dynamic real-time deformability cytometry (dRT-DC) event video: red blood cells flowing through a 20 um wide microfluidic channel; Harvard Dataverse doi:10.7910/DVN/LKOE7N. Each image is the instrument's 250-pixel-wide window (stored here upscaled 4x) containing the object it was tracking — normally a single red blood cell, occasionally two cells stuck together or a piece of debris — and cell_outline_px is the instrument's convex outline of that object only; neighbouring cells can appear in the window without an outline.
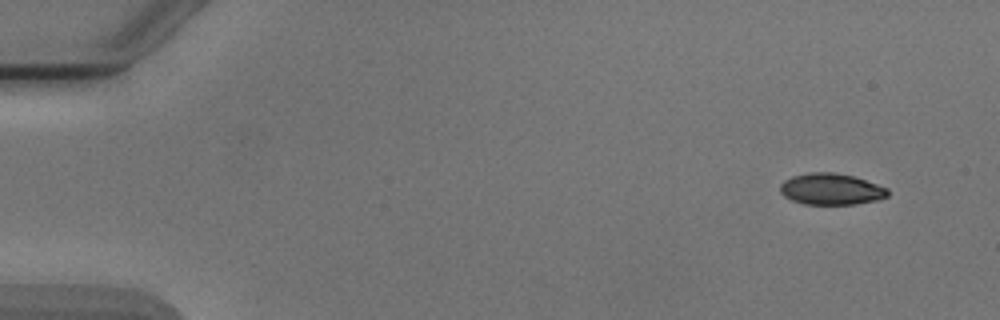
{"species": "Egyptian fruit bat (a non-hibernating species)", "species_latin": "Rousettus aegyptiacus", "temperature_condition": "cold", "stored_images_in_passage": 5, "camera_frame_rate_fps": 3000, "um_per_image_px": 0.085, "animal": {"sex": "male"}, "frame": {"image": 1, "passage_image": 1, "time_ms": 0.0, "image_size_px": [1000, 320], "cell_outline_px": [[888, 196], [876, 200], [856, 204], [804, 204], [792, 200], [784, 196], [780, 192], [780, 184], [784, 180], [792, 176], [812, 172], [832, 172], [852, 176], [888, 188]], "centroid_in_image_um": [70.62, 16.08], "position_along_channel_um": 14.4, "area_um2": 19.54}}
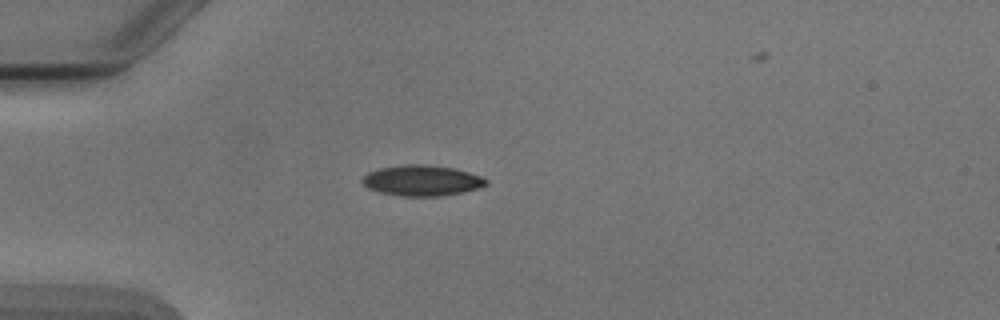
{"frame": {"image": 2, "passage_image": 4, "time_ms": 3.667, "image_size_px": [1000, 320], "cell_outline_px": [[488, 184], [480, 188], [464, 192], [440, 196], [400, 196], [380, 192], [368, 188], [360, 180], [368, 172], [380, 168], [400, 164], [428, 164], [452, 168], [468, 172], [480, 176], [488, 180]], "centroid_in_image_um": [35.86, 15.34], "position_along_channel_um": 49.1, "area_um2": 22.25}}